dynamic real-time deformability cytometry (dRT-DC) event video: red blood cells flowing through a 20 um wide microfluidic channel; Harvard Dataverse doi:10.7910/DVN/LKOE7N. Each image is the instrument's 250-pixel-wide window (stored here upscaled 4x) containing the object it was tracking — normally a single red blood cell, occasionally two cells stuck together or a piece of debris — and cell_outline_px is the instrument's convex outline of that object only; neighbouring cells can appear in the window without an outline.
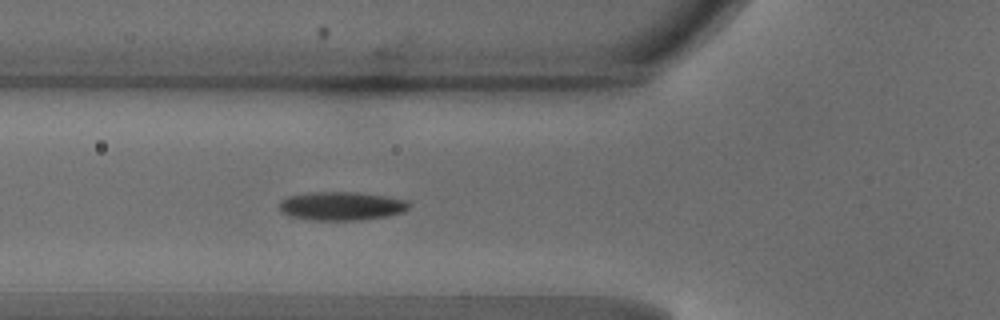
{"species": "common noctule bat (a hibernating species)", "species_latin": "Nyctalus noctula", "temperature_condition": "warm", "stored_images_in_passage": 39, "camera_frame_rate_fps": 3000, "um_per_image_px": 0.085, "animal": {"sex": "male", "body_mass_g": 18.8}, "frame": {"image": 1, "passage_image": 7, "time_ms": 2.0, "image_size_px": [1000, 320], "cell_outline_px": [[412, 204], [404, 212], [388, 216], [360, 220], [312, 220], [292, 216], [280, 212], [280, 200], [288, 196], [312, 192], [356, 192], [388, 196], [408, 200]], "centroid_in_image_um": [29.07, 17.5], "position_along_channel_um": 96.7, "area_um2": 21.79}}
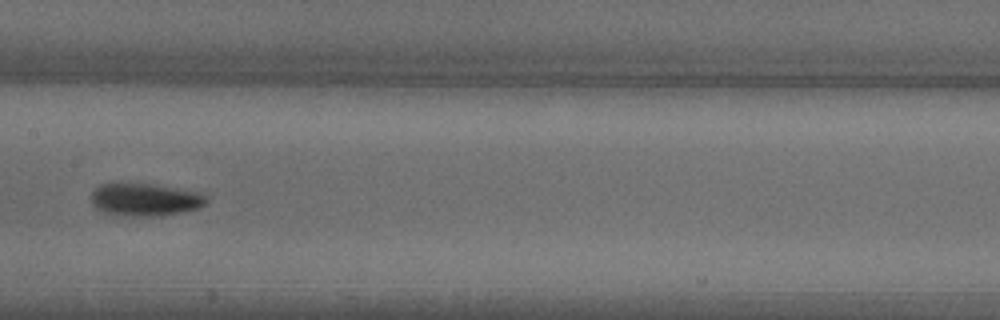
{"frame": {"image": 2, "passage_image": 14, "time_ms": 4.333, "image_size_px": [1000, 320], "cell_outline_px": [[208, 200], [200, 208], [160, 216], [116, 216], [100, 212], [92, 204], [92, 192], [100, 184], [120, 180], [152, 184], [180, 188], [204, 192]], "centroid_in_image_um": [12.29, 16.93], "position_along_channel_um": 195.1, "area_um2": 23.0}}
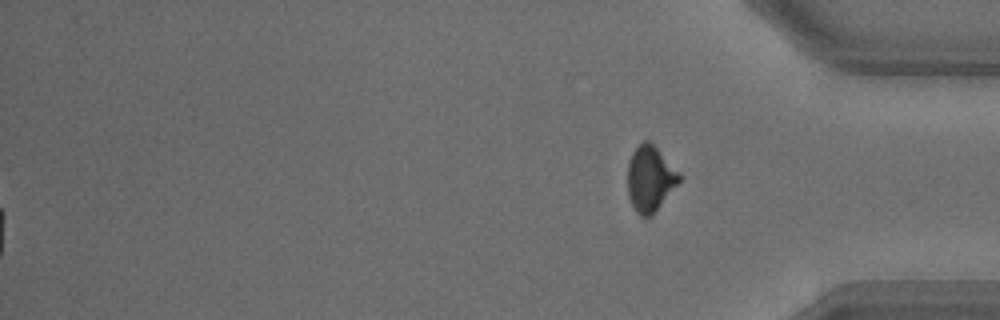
{"frame": {"image": 3, "passage_image": 39, "time_ms": 12.667, "image_size_px": [1000, 320], "cell_outline_px": [[680, 180], [652, 216], [640, 216], [636, 212], [628, 196], [628, 164], [632, 152], [644, 140], [648, 140], [680, 172]], "centroid_in_image_um": [55.25, 15.2], "position_along_channel_um": 380.0, "area_um2": 19.42}, "authors_computed_cell_mechanics": {"area_um2": 21.097, "velocity_mm_per_s": 4.1928, "shape_relaxation_time_tau1_ms": 2.9313, "shape_relaxation_time_tau2_ms": 4.9367, "deformation_change_tau1": 0.1186, "deformation_change_tau2": 0.094}}